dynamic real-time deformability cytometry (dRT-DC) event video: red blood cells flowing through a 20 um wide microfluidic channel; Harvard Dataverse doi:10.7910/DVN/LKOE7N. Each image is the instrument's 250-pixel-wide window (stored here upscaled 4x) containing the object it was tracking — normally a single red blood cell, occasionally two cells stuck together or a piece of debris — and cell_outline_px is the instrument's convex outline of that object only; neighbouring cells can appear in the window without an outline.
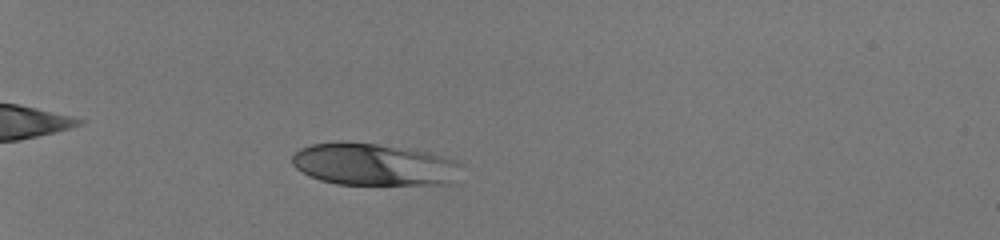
{"species": "human", "species_latin": "Homo sapiens", "temperature_condition": "room temperature", "stored_images_in_passage": 48, "camera_frame_rate_fps": 3000, "um_per_image_px": 0.085, "donor": {"sex": "male"}, "frame": {"image": 1, "passage_image": 13, "time_ms": 4.0, "image_size_px": [1000, 240], "cell_outline_px": [[464, 164], [452, 184], [336, 184], [320, 180], [296, 168], [292, 164], [292, 156], [300, 148], [308, 144], [336, 140], [348, 140], [432, 152], [456, 160]], "centroid_in_image_um": [31.79, 13.95], "position_along_channel_um": 53.2, "area_um2": 42.19}}
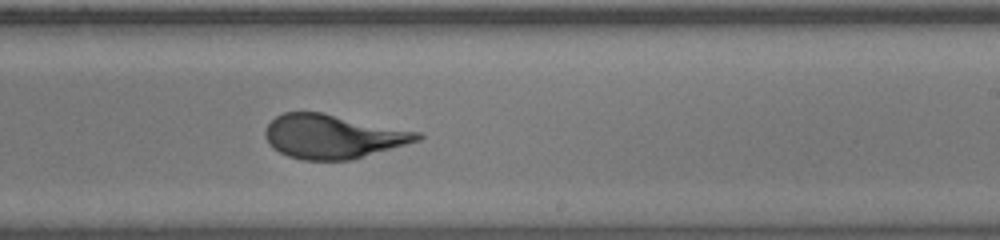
{"frame": {"image": 2, "passage_image": 32, "time_ms": 10.333, "image_size_px": [1000, 240], "cell_outline_px": [[424, 136], [420, 140], [352, 160], [304, 160], [288, 156], [272, 148], [268, 144], [264, 136], [264, 132], [268, 124], [276, 116], [284, 112], [320, 112], [420, 132]], "centroid_in_image_um": [28.27, 11.61], "position_along_channel_um": 260.7, "area_um2": 38.9}}
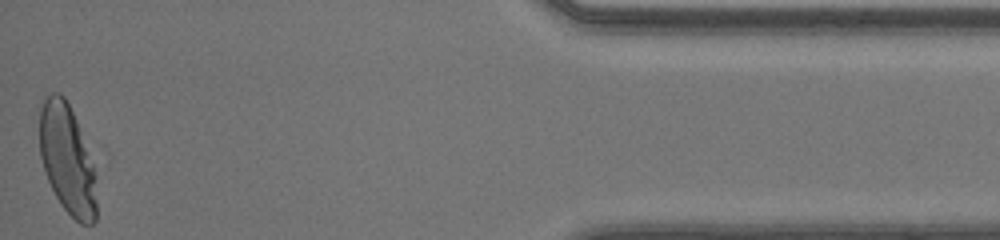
{"frame": {"image": 3, "passage_image": 48, "time_ms": 15.667, "image_size_px": [1000, 240], "cell_outline_px": [[96, 220], [92, 224], [80, 224], [60, 204], [48, 180], [40, 156], [40, 108], [44, 96], [52, 92], [60, 92], [64, 96], [76, 120], [92, 164], [96, 204]], "centroid_in_image_um": [5.68, 13.52], "position_along_channel_um": 429.5, "area_um2": 35.6}, "authors_computed_cell_mechanics": {"area_um2": 39.6508, "velocity_mm_per_s": 4.1306, "shape_relaxation_time_tau1_ms": 6.3073, "shape_relaxation_time_tau2_ms": null, "deformation_change_tau1": 0.2775, "deformation_change_tau2": null}}